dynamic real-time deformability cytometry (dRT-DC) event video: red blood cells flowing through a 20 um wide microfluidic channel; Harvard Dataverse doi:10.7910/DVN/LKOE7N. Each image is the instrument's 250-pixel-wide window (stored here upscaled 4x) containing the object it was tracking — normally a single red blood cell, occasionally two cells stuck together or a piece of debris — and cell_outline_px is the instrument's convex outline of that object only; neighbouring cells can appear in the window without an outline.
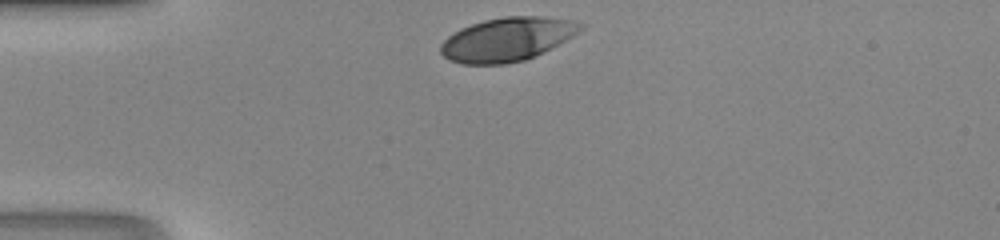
{"species": "human", "species_latin": "Homo sapiens", "temperature_condition": "room temperature", "stored_images_in_passage": 27, "camera_frame_rate_fps": 3000, "um_per_image_px": 0.085, "donor": {"sex": "male"}, "frame": {"image": 1, "passage_image": 1, "time_ms": 0.0, "image_size_px": [1000, 240], "cell_outline_px": [[584, 24], [572, 36], [544, 52], [524, 60], [504, 64], [460, 64], [448, 60], [440, 52], [440, 44], [452, 32], [460, 28], [484, 20], [504, 16], [544, 16], [572, 20]], "centroid_in_image_um": [43.06, 3.34], "position_along_channel_um": 41.9, "area_um2": 35.55}}
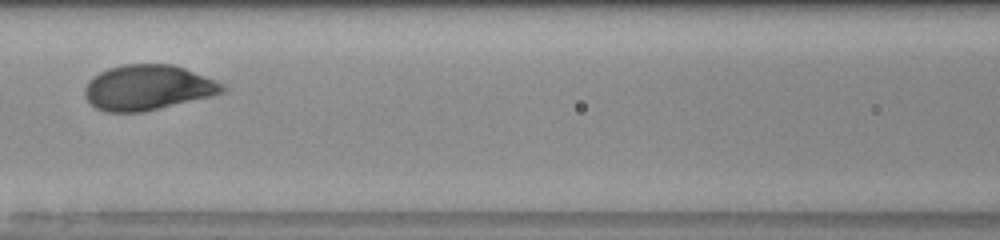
{"frame": {"image": 2, "passage_image": 11, "time_ms": 3.333, "image_size_px": [1000, 240], "cell_outline_px": [[228, 88], [224, 92], [212, 96], [144, 112], [108, 112], [96, 108], [84, 96], [84, 88], [88, 80], [100, 72], [108, 68], [124, 64], [172, 64], [184, 68], [216, 80], [224, 84]], "centroid_in_image_um": [12.57, 7.44], "position_along_channel_um": 154.0, "area_um2": 36.41}}
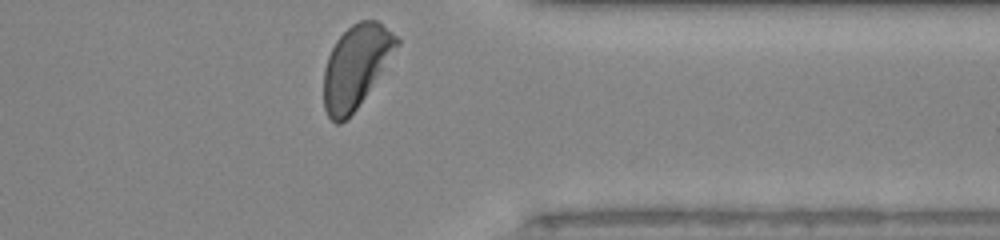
{"frame": {"image": 3, "passage_image": 27, "time_ms": 8.667, "image_size_px": [1000, 240], "cell_outline_px": [[400, 44], [356, 108], [340, 124], [336, 124], [328, 116], [324, 108], [324, 68], [328, 56], [336, 40], [352, 24], [360, 20], [376, 20], [400, 36]], "centroid_in_image_um": [30.26, 5.6], "position_along_channel_um": 381.1, "area_um2": 34.62}}